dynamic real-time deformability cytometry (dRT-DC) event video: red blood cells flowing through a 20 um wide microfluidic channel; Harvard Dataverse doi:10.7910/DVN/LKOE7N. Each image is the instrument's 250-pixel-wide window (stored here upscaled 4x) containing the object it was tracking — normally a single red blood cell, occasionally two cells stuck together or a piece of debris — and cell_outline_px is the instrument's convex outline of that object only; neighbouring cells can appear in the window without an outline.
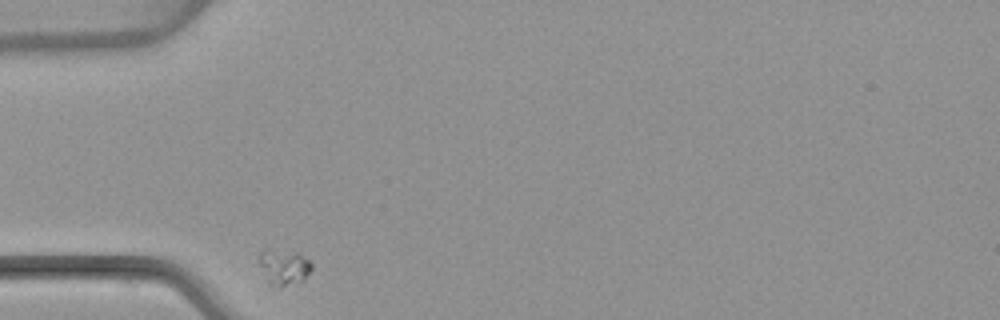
{"species": "common noctule bat (a hibernating species)", "species_latin": "Nyctalus noctula", "temperature_condition": "warm", "stored_images_in_passage": 2, "camera_frame_rate_fps": 3000, "um_per_image_px": 0.085, "animal": {"sex": "female", "body_mass_g": 22.7, "forearm_length_mm": 54.2}, "frame": {"image": 1, "passage_image": 1, "time_ms": 0.0, "image_size_px": [1000, 320], "cell_outline_px": [[312, 268], [300, 280], [280, 288], [268, 284], [256, 260], [256, 256], [260, 252], [296, 252], [308, 260], [312, 264]], "centroid_in_image_um": [24.05, 22.74], "position_along_channel_um": 61.0, "area_um2": 10.52}}